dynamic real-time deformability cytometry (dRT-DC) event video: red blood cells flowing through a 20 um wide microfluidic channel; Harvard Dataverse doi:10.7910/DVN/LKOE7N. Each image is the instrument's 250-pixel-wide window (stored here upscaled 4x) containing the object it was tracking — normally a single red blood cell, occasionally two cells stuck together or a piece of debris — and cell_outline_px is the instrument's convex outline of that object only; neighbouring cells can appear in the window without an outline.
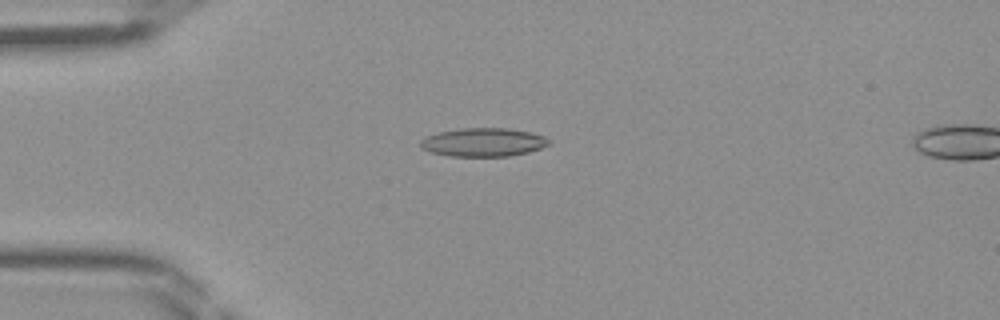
{"species": "Egyptian fruit bat (a non-hibernating species)", "species_latin": "Rousettus aegyptiacus", "temperature_condition": "room temperature", "stored_images_in_passage": 45, "camera_frame_rate_fps": 3000, "um_per_image_px": 0.085, "frame": {"image": 1, "passage_image": 11, "time_ms": 3.333, "image_size_px": [1000, 320], "cell_outline_px": [[552, 144], [528, 152], [508, 156], [448, 156], [432, 152], [420, 148], [420, 140], [428, 136], [440, 132], [460, 128], [508, 128], [528, 132], [544, 136]], "centroid_in_image_um": [41.07, 12.09], "position_along_channel_um": 43.9, "area_um2": 21.21}}
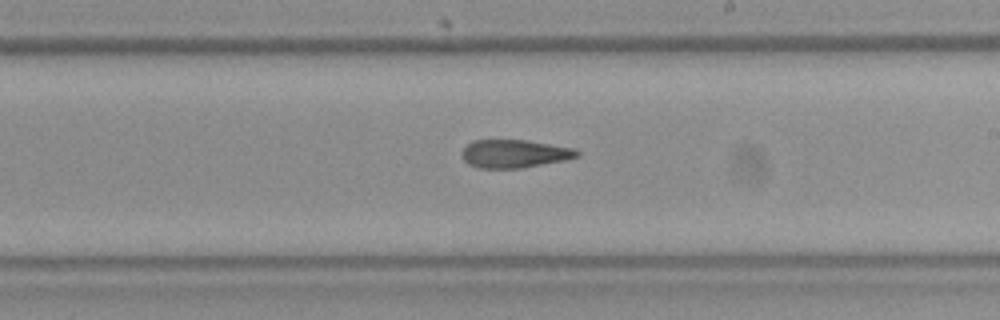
{"frame": {"image": 2, "passage_image": 26, "time_ms": 8.333, "image_size_px": [1000, 320], "cell_outline_px": [[580, 156], [564, 160], [520, 168], [476, 168], [468, 164], [460, 156], [460, 152], [472, 140], [528, 140], [576, 148], [580, 152]], "centroid_in_image_um": [43.71, 13.06], "position_along_channel_um": 245.3, "area_um2": 19.07}}
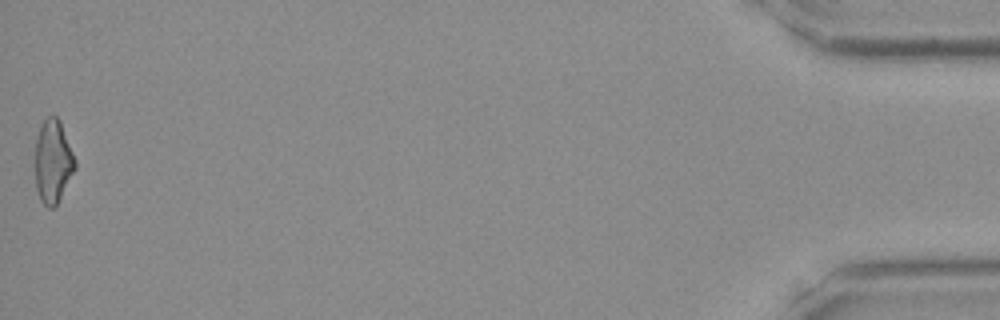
{"frame": {"image": 3, "passage_image": 45, "time_ms": 14.667, "image_size_px": [1000, 320], "cell_outline_px": [[76, 168], [56, 204], [52, 208], [48, 208], [40, 200], [36, 188], [32, 164], [36, 140], [40, 124], [48, 116], [56, 116], [60, 120], [76, 160]], "centroid_in_image_um": [4.45, 13.71], "position_along_channel_um": 430.8, "area_um2": 19.88}}